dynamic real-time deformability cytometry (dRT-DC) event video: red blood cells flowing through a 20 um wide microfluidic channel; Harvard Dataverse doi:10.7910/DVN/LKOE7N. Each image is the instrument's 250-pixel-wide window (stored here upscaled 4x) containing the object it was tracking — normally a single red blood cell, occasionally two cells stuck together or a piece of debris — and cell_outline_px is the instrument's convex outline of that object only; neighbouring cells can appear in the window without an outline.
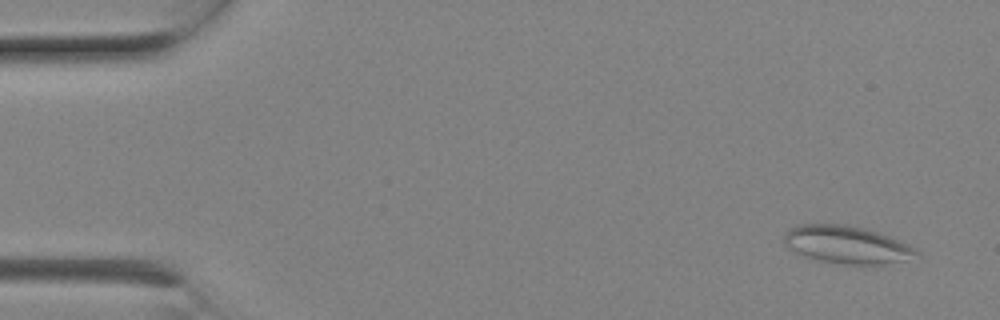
{"species": "Egyptian fruit bat (a non-hibernating species)", "species_latin": "Rousettus aegyptiacus", "temperature_condition": "room temperature", "stored_images_in_passage": 8, "camera_frame_rate_fps": 3000, "um_per_image_px": 0.085, "animal": {"sex": "female"}, "frame": {"image": 1, "passage_image": 1, "time_ms": 0.0, "image_size_px": [1000, 320], "cell_outline_px": [[920, 252], [904, 260], [884, 264], [844, 264], [820, 260], [796, 252], [784, 244], [784, 236], [788, 228], [796, 224], [848, 224], [864, 228], [888, 236], [916, 248]], "centroid_in_image_um": [71.93, 20.77], "position_along_channel_um": 13.1, "area_um2": 28.61}}
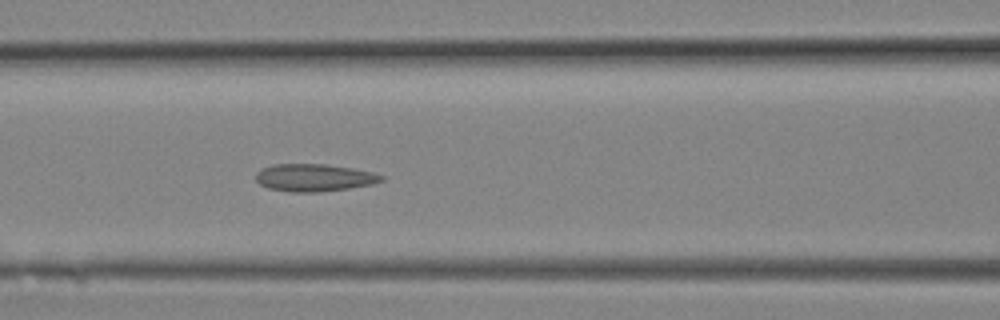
{"frame": {"image": 2, "passage_image": 8, "time_ms": 2.333, "image_size_px": [1000, 320], "cell_outline_px": [[384, 180], [372, 184], [348, 188], [320, 192], [292, 192], [268, 188], [260, 184], [256, 180], [256, 172], [260, 168], [272, 164], [324, 164], [352, 168], [372, 172], [384, 176]], "centroid_in_image_um": [26.67, 15.09], "position_along_channel_um": 139.9, "area_um2": 20.11}}